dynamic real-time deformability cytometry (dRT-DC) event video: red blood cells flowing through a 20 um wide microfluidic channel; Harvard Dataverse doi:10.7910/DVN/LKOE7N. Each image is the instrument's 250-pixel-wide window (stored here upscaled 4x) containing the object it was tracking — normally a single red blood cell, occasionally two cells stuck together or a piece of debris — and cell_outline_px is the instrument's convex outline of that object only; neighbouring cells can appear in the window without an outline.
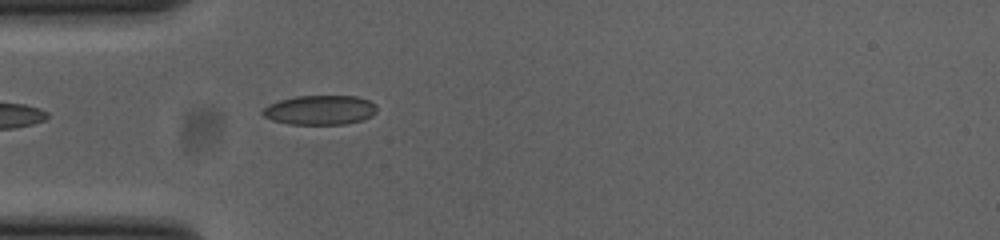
{"species": "common noctule bat (a hibernating species)", "species_latin": "Nyctalus noctula", "temperature_condition": "cold", "stored_images_in_passage": 36, "camera_frame_rate_fps": 3000, "um_per_image_px": 0.085, "animal": {"sex": "female", "body_mass_g": 23.0, "forearm_length_mm": 53.4}, "frame": {"image": 1, "passage_image": 1, "time_ms": 0.0, "image_size_px": [1000, 240], "cell_outline_px": [[376, 112], [372, 116], [360, 120], [344, 124], [288, 124], [272, 120], [264, 116], [260, 112], [268, 104], [280, 100], [296, 96], [356, 96], [368, 100], [376, 104]], "centroid_in_image_um": [27.18, 9.35], "position_along_channel_um": 57.8, "area_um2": 19.59}}
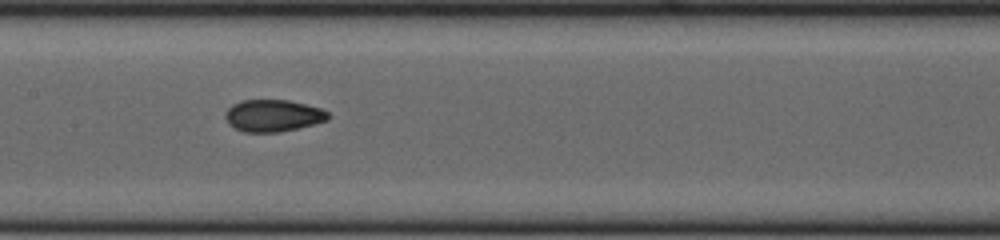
{"frame": {"image": 2, "passage_image": 11, "time_ms": 3.333, "image_size_px": [1000, 240], "cell_outline_px": [[328, 120], [280, 132], [244, 132], [228, 124], [224, 116], [228, 108], [232, 104], [240, 100], [288, 100], [320, 108], [328, 112]], "centroid_in_image_um": [23.16, 9.82], "position_along_channel_um": 184.2, "area_um2": 19.02}}
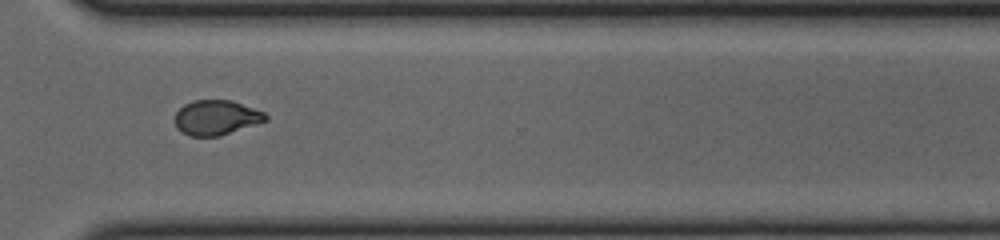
{"frame": {"image": 3, "passage_image": 24, "time_ms": 7.667, "image_size_px": [1000, 240], "cell_outline_px": [[268, 120], [220, 136], [188, 136], [180, 132], [176, 128], [176, 112], [184, 104], [192, 100], [232, 100], [264, 112], [268, 116]], "centroid_in_image_um": [18.37, 10.0], "position_along_channel_um": 352.2, "area_um2": 18.5}, "authors_computed_cell_mechanics": {"area_um2": 18.6116, "velocity_mm_per_s": 3.8771, "shape_relaxation_time_tau1_ms": null, "shape_relaxation_time_tau2_ms": 1.734, "deformation_change_tau1": null, "deformation_change_tau2": 0.0604}}